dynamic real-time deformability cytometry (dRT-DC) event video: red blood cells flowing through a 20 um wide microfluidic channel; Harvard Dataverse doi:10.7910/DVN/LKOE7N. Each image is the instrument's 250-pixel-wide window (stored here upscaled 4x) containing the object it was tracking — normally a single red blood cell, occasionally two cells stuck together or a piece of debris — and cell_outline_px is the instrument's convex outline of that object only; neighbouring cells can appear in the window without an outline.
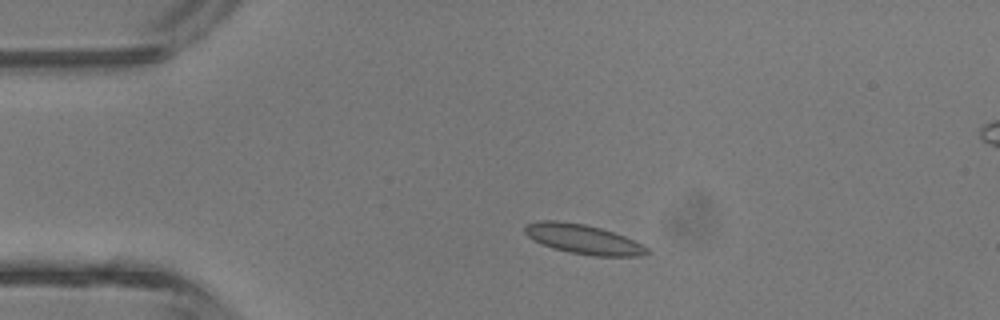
{"species": "common noctule bat (a hibernating species)", "species_latin": "Nyctalus noctula", "temperature_condition": "room temperature", "stored_images_in_passage": 3, "camera_frame_rate_fps": 3000, "um_per_image_px": 0.085, "animal": {"sex": "male", "body_mass_g": 13.3}, "frame": {"image": 1, "passage_image": 2, "time_ms": 2.0, "image_size_px": [1000, 320], "cell_outline_px": [[652, 252], [640, 256], [596, 256], [568, 252], [552, 248], [532, 240], [524, 232], [524, 228], [528, 224], [540, 220], [556, 220], [584, 224], [600, 228], [624, 236], [648, 248]], "centroid_in_image_um": [49.55, 20.33], "position_along_channel_um": 35.5, "area_um2": 20.92}}